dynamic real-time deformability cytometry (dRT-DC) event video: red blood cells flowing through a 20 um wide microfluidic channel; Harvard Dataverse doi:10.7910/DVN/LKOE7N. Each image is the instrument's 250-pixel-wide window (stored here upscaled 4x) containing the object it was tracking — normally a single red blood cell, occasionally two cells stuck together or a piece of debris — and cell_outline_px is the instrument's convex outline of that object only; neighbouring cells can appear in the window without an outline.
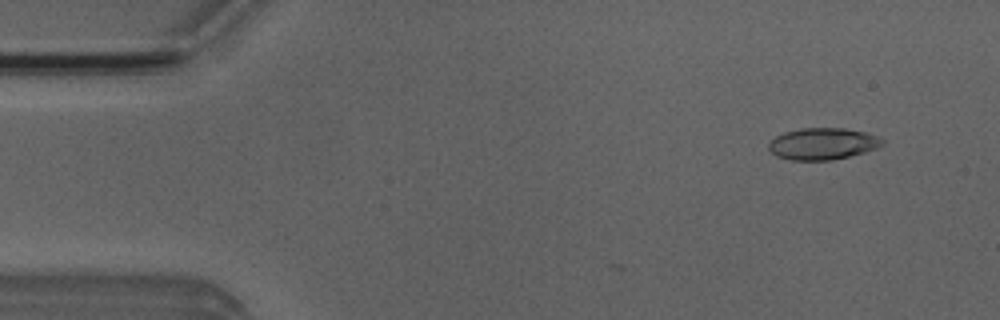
{"species": "Egyptian fruit bat (a non-hibernating species)", "species_latin": "Rousettus aegyptiacus", "temperature_condition": "room temperature", "stored_images_in_passage": 4, "camera_frame_rate_fps": 3000, "um_per_image_px": 0.085, "animal": {"sex": "male"}, "frame": {"image": 1, "passage_image": 2, "time_ms": 1.0, "image_size_px": [1000, 320], "cell_outline_px": [[884, 144], [876, 148], [864, 152], [832, 160], [792, 160], [776, 156], [768, 148], [768, 144], [776, 136], [784, 132], [800, 128], [844, 128], [864, 132], [876, 136], [884, 140]], "centroid_in_image_um": [69.91, 12.22], "position_along_channel_um": 15.1, "area_um2": 20.87}}